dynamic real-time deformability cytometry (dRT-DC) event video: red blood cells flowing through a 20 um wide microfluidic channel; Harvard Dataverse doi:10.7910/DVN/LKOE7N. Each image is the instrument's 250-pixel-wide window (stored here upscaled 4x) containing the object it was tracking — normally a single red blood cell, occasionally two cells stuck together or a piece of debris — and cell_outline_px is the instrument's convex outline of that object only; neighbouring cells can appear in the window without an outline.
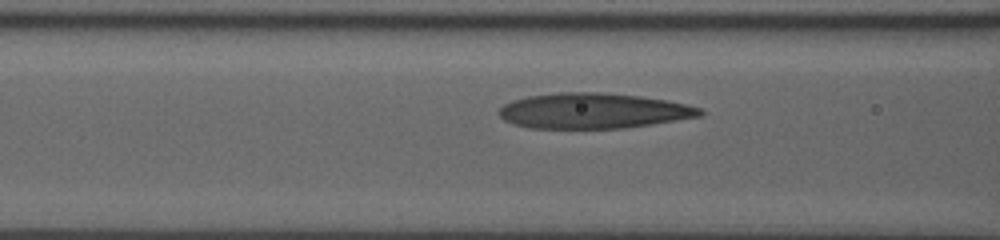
{"species": "human", "species_latin": "Homo sapiens", "temperature_condition": "room temperature", "stored_images_in_passage": 15, "camera_frame_rate_fps": 3000, "um_per_image_px": 0.085, "donor": {"sex": "male"}, "frame": {"image": 1, "passage_image": 7, "time_ms": 1.667, "image_size_px": [1000, 240], "cell_outline_px": [[704, 112], [700, 116], [652, 124], [624, 128], [528, 128], [512, 124], [504, 120], [496, 112], [504, 104], [512, 100], [528, 96], [560, 92], [596, 92], [640, 96], [688, 104], [700, 108]], "centroid_in_image_um": [50.38, 9.42], "position_along_channel_um": 116.2, "area_um2": 41.44}}
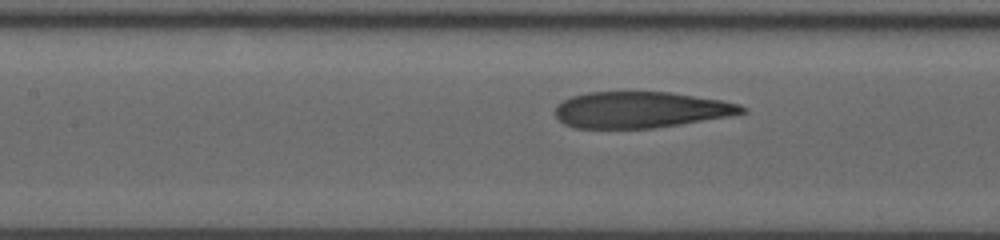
{"frame": {"image": 2, "passage_image": 11, "time_ms": 2.667, "image_size_px": [1000, 240], "cell_outline_px": [[748, 112], [728, 116], [680, 124], [652, 128], [576, 128], [564, 124], [556, 116], [556, 104], [572, 96], [588, 92], [668, 92], [720, 100], [740, 104], [748, 108]], "centroid_in_image_um": [54.45, 9.33], "position_along_channel_um": 152.9, "area_um2": 39.19}}